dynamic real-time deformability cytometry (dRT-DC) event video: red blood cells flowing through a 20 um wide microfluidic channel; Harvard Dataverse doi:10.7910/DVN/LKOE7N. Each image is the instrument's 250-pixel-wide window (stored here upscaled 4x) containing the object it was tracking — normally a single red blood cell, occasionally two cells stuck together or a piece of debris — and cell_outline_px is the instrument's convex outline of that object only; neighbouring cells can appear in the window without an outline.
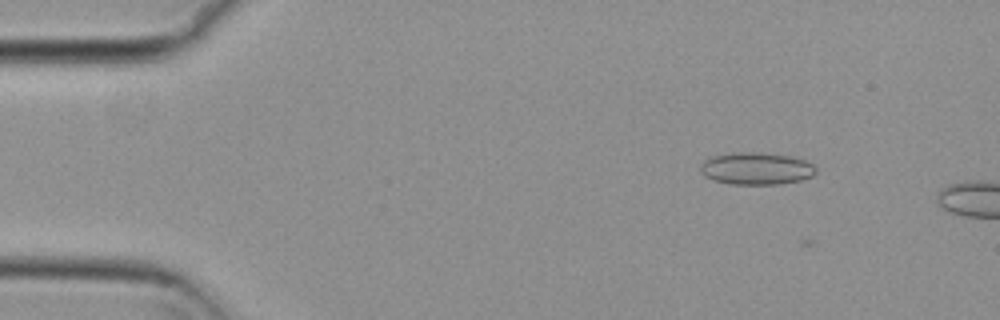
{"species": "common noctule bat (a hibernating species)", "species_latin": "Nyctalus noctula", "temperature_condition": "cold", "stored_images_in_passage": 3, "camera_frame_rate_fps": 3000, "um_per_image_px": 0.085, "animal": {"sex": "female", "body_mass_g": 29.2, "forearm_length_mm": 56.3}, "frame": {"image": 1, "passage_image": 2, "time_ms": 0.333, "image_size_px": [1000, 320], "cell_outline_px": [[816, 172], [812, 176], [800, 180], [780, 184], [732, 184], [712, 180], [704, 176], [700, 172], [700, 164], [704, 160], [712, 156], [732, 152], [756, 152], [792, 156], [804, 160], [812, 164], [816, 168]], "centroid_in_image_um": [64.25, 14.32], "position_along_channel_um": 20.7, "area_um2": 21.85}}